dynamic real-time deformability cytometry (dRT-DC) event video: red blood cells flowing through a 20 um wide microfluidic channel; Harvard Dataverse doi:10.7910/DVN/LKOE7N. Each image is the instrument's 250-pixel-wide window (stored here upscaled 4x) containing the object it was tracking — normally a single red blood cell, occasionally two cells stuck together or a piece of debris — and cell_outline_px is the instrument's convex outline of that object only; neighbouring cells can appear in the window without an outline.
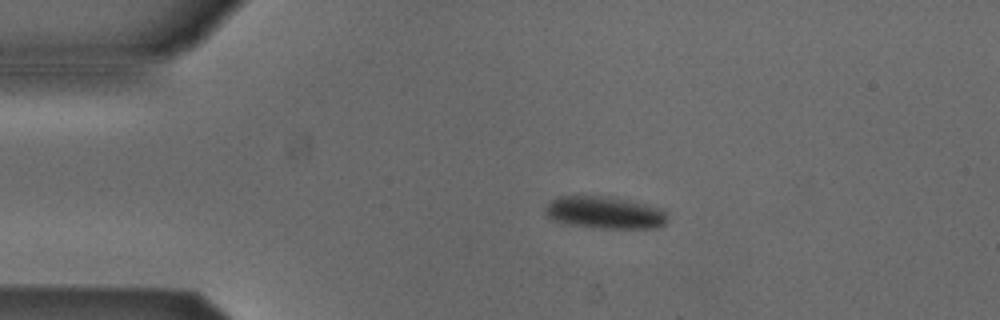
{"species": "Egyptian fruit bat (a non-hibernating species)", "species_latin": "Rousettus aegyptiacus", "temperature_condition": "cold", "stored_images_in_passage": 30, "camera_frame_rate_fps": 3000, "um_per_image_px": 0.085, "animal": {"sex": "male"}, "frame": {"image": 1, "passage_image": 1, "time_ms": 0.0, "image_size_px": [1000, 320], "cell_outline_px": [[668, 220], [664, 224], [656, 228], [600, 228], [564, 224], [552, 220], [544, 212], [544, 208], [552, 200], [560, 196], [608, 196], [664, 208], [668, 216]], "centroid_in_image_um": [51.42, 18.07], "position_along_channel_um": 33.6, "area_um2": 23.18}}
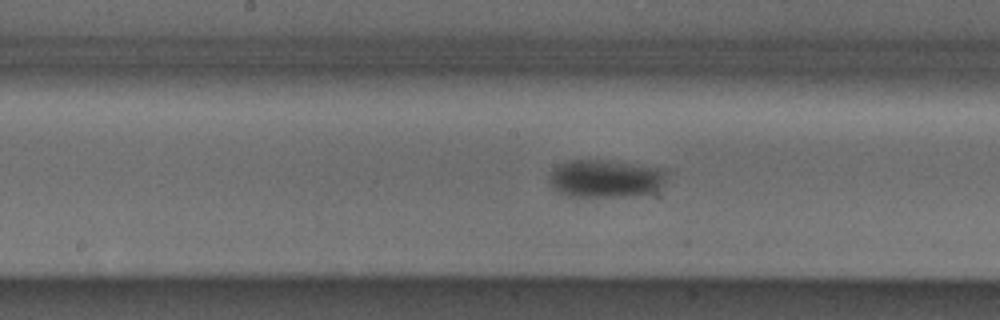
{"frame": {"image": 2, "passage_image": 17, "time_ms": 5.333, "image_size_px": [1000, 320], "cell_outline_px": [[664, 184], [656, 192], [624, 196], [568, 196], [552, 188], [548, 180], [548, 172], [560, 164], [568, 160], [596, 160], [656, 168], [664, 172]], "centroid_in_image_um": [51.37, 15.2], "position_along_channel_um": 196.8, "area_um2": 25.32}}
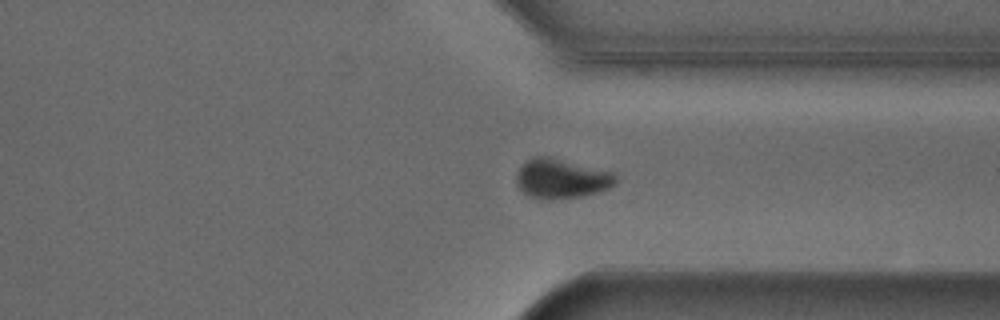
{"frame": {"image": 3, "passage_image": 30, "time_ms": 9.667, "image_size_px": [1000, 320], "cell_outline_px": [[616, 184], [608, 188], [596, 192], [580, 196], [552, 200], [548, 200], [528, 196], [516, 184], [516, 176], [520, 168], [532, 156], [548, 156], [616, 172]], "centroid_in_image_um": [47.73, 15.18], "position_along_channel_um": 363.7, "area_um2": 22.95}}